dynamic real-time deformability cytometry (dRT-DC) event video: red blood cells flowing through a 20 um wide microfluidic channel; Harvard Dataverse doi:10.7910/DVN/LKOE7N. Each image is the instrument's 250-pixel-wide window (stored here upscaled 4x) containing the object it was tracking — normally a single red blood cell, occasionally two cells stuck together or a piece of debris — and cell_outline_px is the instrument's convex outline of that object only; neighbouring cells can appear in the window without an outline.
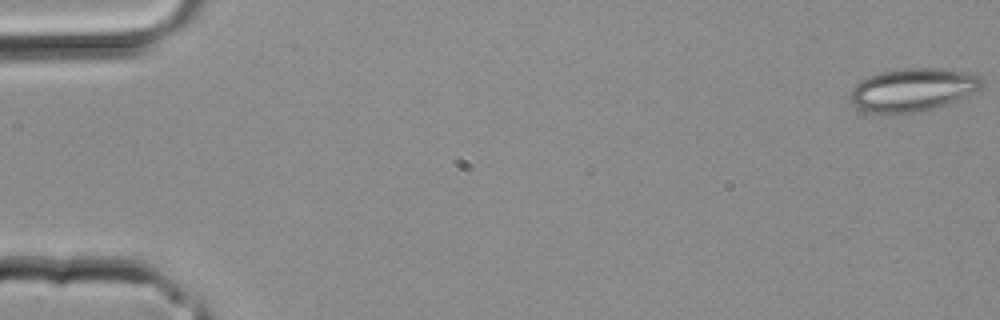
{"species": "common noctule bat (a hibernating species)", "species_latin": "Nyctalus noctula", "temperature_condition": "room temperature", "stored_images_in_passage": 35, "camera_frame_rate_fps": 3000, "um_per_image_px": 0.085, "animal": {"sex": "male", "body_mass_g": 20.4}, "frame": {"image": 1, "passage_image": 1, "time_ms": 0.0, "image_size_px": [1000, 320], "cell_outline_px": [[984, 84], [976, 92], [956, 100], [920, 112], [872, 112], [860, 108], [848, 96], [848, 92], [860, 80], [880, 72], [904, 68], [940, 68], [968, 72], [980, 76]], "centroid_in_image_um": [77.61, 7.6], "position_along_channel_um": 7.4, "area_um2": 32.6}}
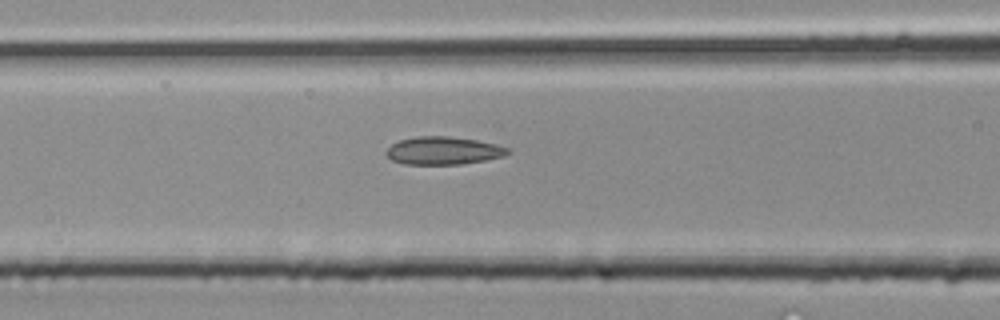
{"frame": {"image": 2, "passage_image": 15, "time_ms": 4.667, "image_size_px": [1000, 320], "cell_outline_px": [[512, 152], [504, 156], [484, 160], [460, 164], [404, 164], [392, 160], [384, 152], [392, 144], [400, 140], [416, 136], [448, 136], [476, 140], [496, 144], [508, 148]], "centroid_in_image_um": [37.68, 12.8], "position_along_channel_um": 128.9, "area_um2": 19.65}}
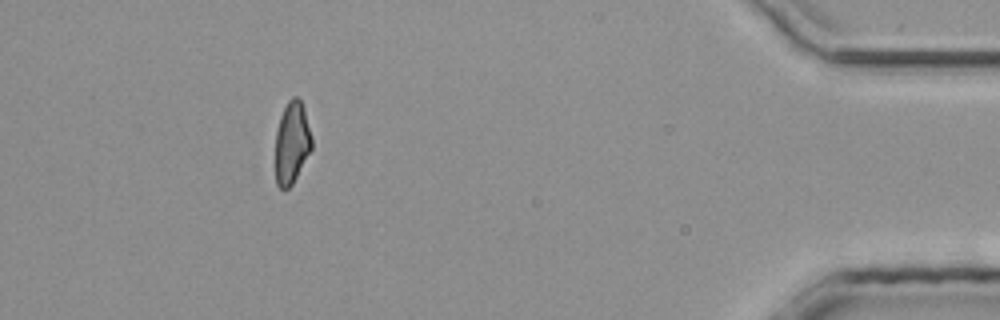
{"frame": {"image": 3, "passage_image": 32, "time_ms": 10.333, "image_size_px": [1000, 320], "cell_outline_px": [[312, 148], [292, 184], [288, 188], [280, 188], [276, 184], [276, 132], [280, 116], [288, 100], [292, 96], [296, 96], [300, 100], [304, 108], [312, 140]], "centroid_in_image_um": [24.8, 12.11], "position_along_channel_um": 410.4, "area_um2": 17.17}}